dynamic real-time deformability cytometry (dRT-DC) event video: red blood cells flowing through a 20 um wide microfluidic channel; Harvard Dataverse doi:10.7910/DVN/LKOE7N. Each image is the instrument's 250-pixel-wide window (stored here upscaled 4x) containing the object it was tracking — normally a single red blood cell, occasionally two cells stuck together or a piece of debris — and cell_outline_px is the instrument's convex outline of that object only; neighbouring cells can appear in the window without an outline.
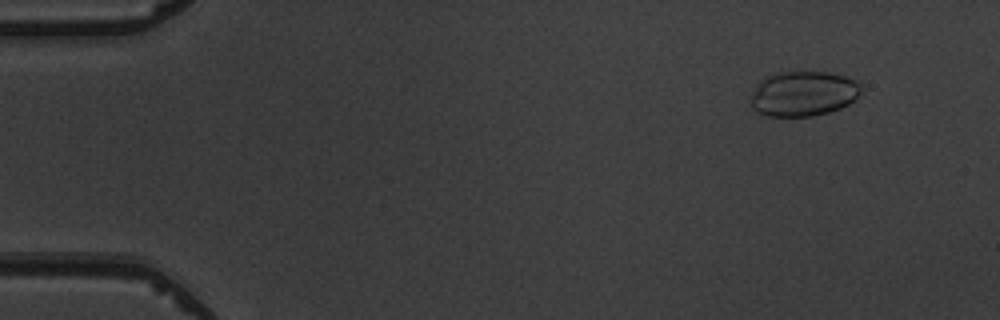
{"species": "common noctule bat (a hibernating species)", "species_latin": "Nyctalus noctula", "temperature_condition": "warm", "stored_images_in_passage": 5, "camera_frame_rate_fps": 3000, "um_per_image_px": 0.085, "animal": {"sex": "male", "body_mass_g": 19.5, "forearm_length_mm": 54.6}, "frame": {"image": 1, "passage_image": 2, "time_ms": 1.333, "image_size_px": [1000, 320], "cell_outline_px": [[860, 92], [848, 104], [840, 108], [828, 112], [812, 116], [768, 116], [756, 112], [752, 108], [752, 96], [756, 84], [760, 80], [776, 72], [828, 72], [848, 76], [860, 80]], "centroid_in_image_um": [68.29, 7.95], "position_along_channel_um": 16.7, "area_um2": 29.02}}
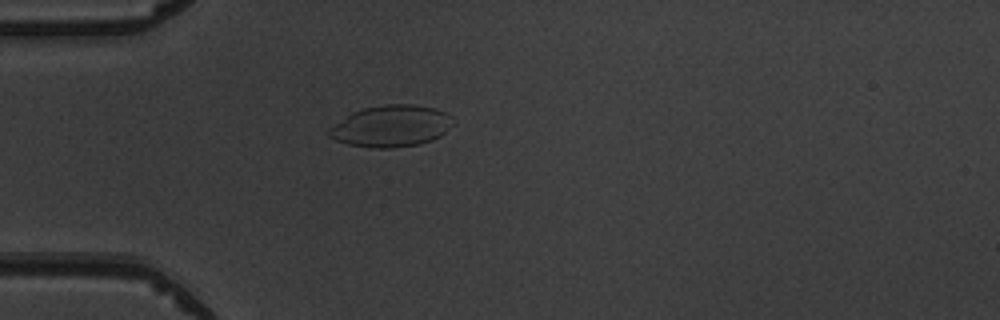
{"frame": {"image": 2, "passage_image": 5, "time_ms": 4.667, "image_size_px": [1000, 320], "cell_outline_px": [[452, 124], [440, 136], [432, 140], [416, 144], [392, 148], [372, 148], [348, 144], [336, 140], [328, 136], [328, 128], [352, 112], [364, 108], [384, 104], [412, 104], [436, 108], [452, 116]], "centroid_in_image_um": [33.23, 10.71], "position_along_channel_um": 51.8, "area_um2": 29.94}}